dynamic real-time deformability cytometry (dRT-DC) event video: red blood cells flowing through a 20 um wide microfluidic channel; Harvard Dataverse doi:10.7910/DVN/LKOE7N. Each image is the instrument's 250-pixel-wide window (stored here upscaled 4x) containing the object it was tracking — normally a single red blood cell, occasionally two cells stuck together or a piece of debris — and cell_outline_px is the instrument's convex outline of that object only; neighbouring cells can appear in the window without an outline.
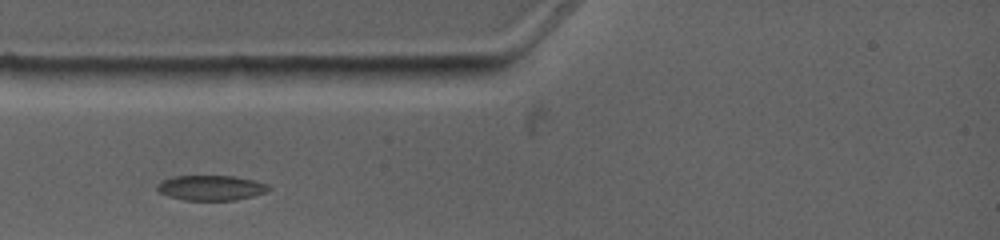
{"species": "common noctule bat (a hibernating species)", "species_latin": "Nyctalus noctula", "temperature_condition": "warm", "stored_images_in_passage": 4, "camera_frame_rate_fps": 4500, "um_per_image_px": 0.085, "animal": {"sex": "female", "body_mass_g": 19.0, "forearm_length_mm": 53.3}, "frame": {"image": 1, "passage_image": 2, "time_ms": 0.889, "image_size_px": [1000, 240], "cell_outline_px": [[272, 188], [268, 192], [236, 200], [184, 200], [168, 196], [160, 192], [156, 188], [156, 184], [164, 180], [176, 176], [232, 176], [256, 180], [268, 184]], "centroid_in_image_um": [17.98, 15.96], "position_along_channel_um": 67.0, "area_um2": 16.36}}
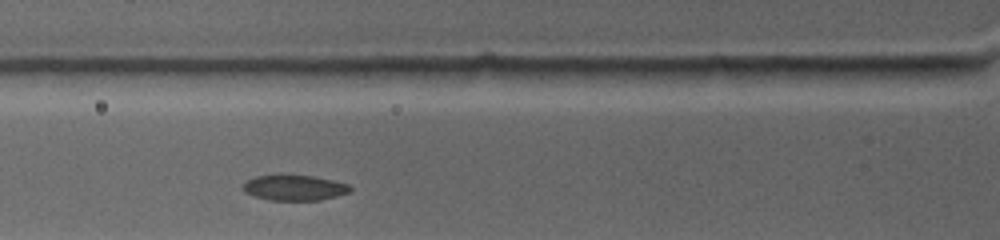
{"frame": {"image": 2, "passage_image": 3, "time_ms": 1.778, "image_size_px": [1000, 240], "cell_outline_px": [[352, 188], [348, 192], [336, 196], [320, 200], [272, 200], [256, 196], [244, 192], [244, 184], [248, 180], [256, 176], [312, 176], [332, 180], [348, 184]], "centroid_in_image_um": [25.05, 15.97], "position_along_channel_um": 100.7, "area_um2": 15.37}}
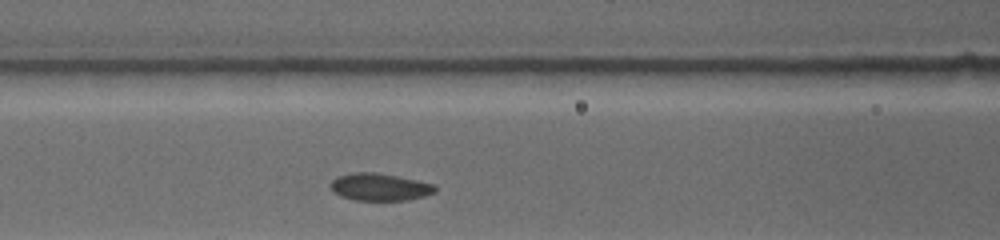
{"frame": {"image": 3, "passage_image": 4, "time_ms": 2.667, "image_size_px": [1000, 240], "cell_outline_px": [[436, 192], [424, 196], [408, 200], [356, 200], [340, 196], [332, 192], [328, 188], [328, 184], [336, 176], [352, 172], [376, 172], [416, 180], [432, 184], [436, 188]], "centroid_in_image_um": [32.19, 15.89], "position_along_channel_um": 134.4, "area_um2": 16.82}}